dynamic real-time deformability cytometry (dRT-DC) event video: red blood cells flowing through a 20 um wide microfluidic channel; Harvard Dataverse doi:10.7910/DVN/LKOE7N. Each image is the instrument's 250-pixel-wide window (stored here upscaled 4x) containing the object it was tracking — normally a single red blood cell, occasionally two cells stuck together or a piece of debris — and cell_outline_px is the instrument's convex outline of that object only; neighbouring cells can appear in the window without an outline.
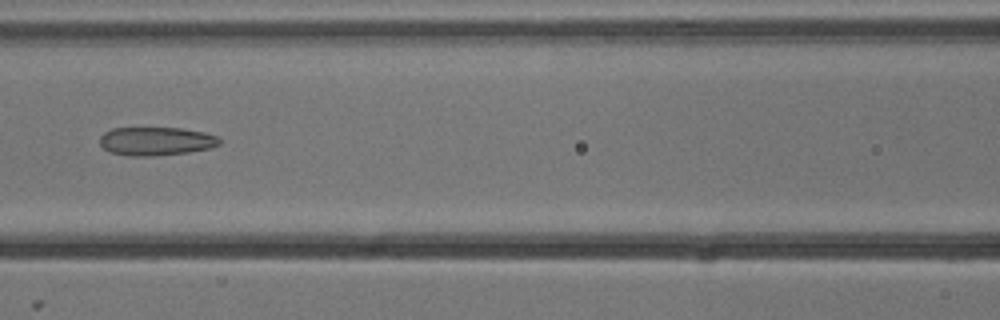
{"species": "common noctule bat (a hibernating species)", "species_latin": "Nyctalus noctula", "temperature_condition": "cold", "stored_images_in_passage": 6, "camera_frame_rate_fps": 3000, "um_per_image_px": 0.085, "animal": {"sex": "male", "body_mass_g": 13.3}, "frame": {"image": 1, "passage_image": 6, "time_ms": 1.667, "image_size_px": [1000, 320], "cell_outline_px": [[220, 144], [208, 148], [188, 152], [152, 156], [128, 156], [108, 152], [100, 144], [100, 136], [104, 132], [112, 128], [180, 128], [204, 132], [216, 136], [220, 140]], "centroid_in_image_um": [13.22, 12.0], "position_along_channel_um": 153.4, "area_um2": 19.83}}